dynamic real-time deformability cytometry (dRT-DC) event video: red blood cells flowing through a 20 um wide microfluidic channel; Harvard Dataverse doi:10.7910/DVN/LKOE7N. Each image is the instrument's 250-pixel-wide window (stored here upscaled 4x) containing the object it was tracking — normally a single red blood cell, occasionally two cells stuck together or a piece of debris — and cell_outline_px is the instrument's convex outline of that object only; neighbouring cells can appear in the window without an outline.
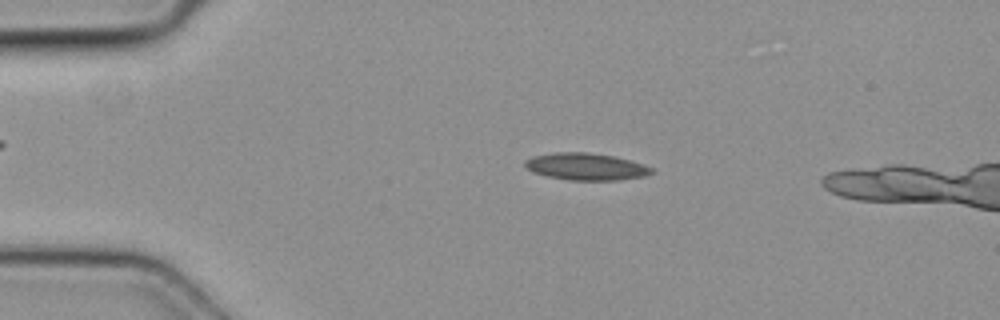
{"species": "common noctule bat (a hibernating species)", "species_latin": "Nyctalus noctula", "temperature_condition": "cold", "stored_images_in_passage": 2, "camera_frame_rate_fps": 3000, "um_per_image_px": 0.085, "animal": {"sex": "female", "body_mass_g": 19.3, "forearm_length_mm": 54.1}, "frame": {"image": 1, "passage_image": 1, "time_ms": 0.0, "image_size_px": [1000, 320], "cell_outline_px": [[656, 172], [644, 176], [620, 180], [568, 180], [548, 176], [532, 172], [524, 164], [524, 160], [532, 156], [556, 152], [584, 152], [616, 156], [644, 164], [656, 168]], "centroid_in_image_um": [49.86, 14.16], "position_along_channel_um": 35.1, "area_um2": 20.17}}